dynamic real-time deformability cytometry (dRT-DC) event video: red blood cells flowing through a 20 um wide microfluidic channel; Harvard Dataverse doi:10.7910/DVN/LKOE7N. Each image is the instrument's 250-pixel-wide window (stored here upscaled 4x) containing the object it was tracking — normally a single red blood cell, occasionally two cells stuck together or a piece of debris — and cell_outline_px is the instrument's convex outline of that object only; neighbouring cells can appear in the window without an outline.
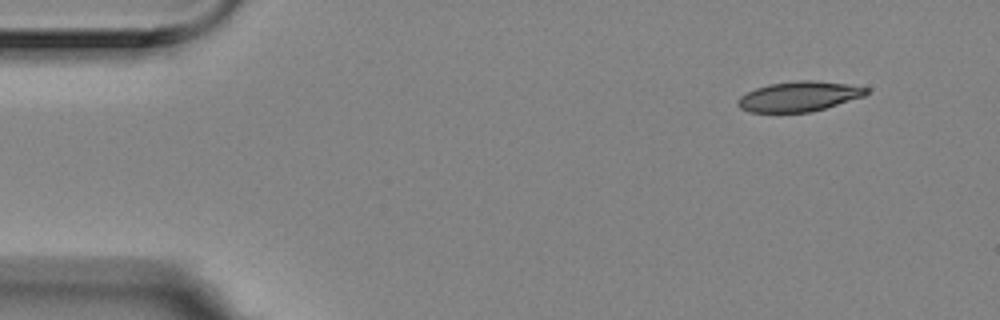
{"species": "Egyptian fruit bat (a non-hibernating species)", "species_latin": "Rousettus aegyptiacus", "temperature_condition": "room temperature", "stored_images_in_passage": 5, "camera_frame_rate_fps": 3000, "um_per_image_px": 0.085, "animal": {"sex": "female"}, "frame": {"image": 1, "passage_image": 1, "time_ms": 0.0, "image_size_px": [1000, 320], "cell_outline_px": [[868, 92], [864, 96], [812, 112], [748, 112], [740, 108], [736, 104], [736, 100], [740, 96], [756, 88], [768, 84], [800, 80], [812, 80], [848, 84], [868, 88]], "centroid_in_image_um": [67.88, 8.2], "position_along_channel_um": 17.1, "area_um2": 22.43}}
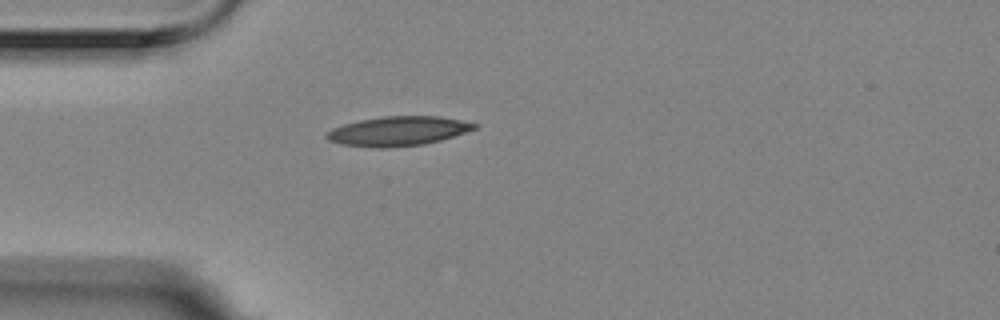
{"frame": {"image": 2, "passage_image": 3, "time_ms": 0.667, "image_size_px": [1000, 320], "cell_outline_px": [[476, 128], [440, 140], [424, 144], [388, 148], [376, 148], [340, 144], [328, 140], [324, 136], [332, 128], [344, 124], [360, 120], [384, 116], [440, 116], [460, 120], [476, 124]], "centroid_in_image_um": [33.78, 11.15], "position_along_channel_um": 51.2, "area_um2": 25.14}}
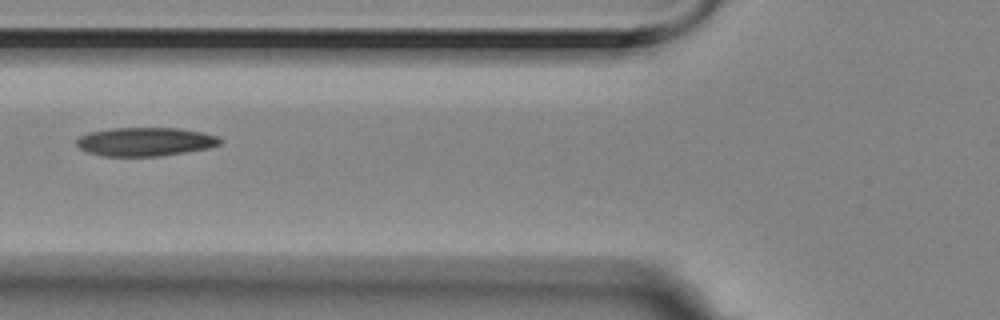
{"frame": {"image": 3, "passage_image": 5, "time_ms": 1.333, "image_size_px": [1000, 320], "cell_outline_px": [[220, 144], [208, 148], [160, 156], [104, 156], [88, 152], [80, 148], [76, 144], [76, 140], [80, 136], [88, 132], [112, 128], [180, 128], [204, 132], [216, 136], [220, 140]], "centroid_in_image_um": [12.32, 12.04], "position_along_channel_um": 113.5, "area_um2": 23.87}}